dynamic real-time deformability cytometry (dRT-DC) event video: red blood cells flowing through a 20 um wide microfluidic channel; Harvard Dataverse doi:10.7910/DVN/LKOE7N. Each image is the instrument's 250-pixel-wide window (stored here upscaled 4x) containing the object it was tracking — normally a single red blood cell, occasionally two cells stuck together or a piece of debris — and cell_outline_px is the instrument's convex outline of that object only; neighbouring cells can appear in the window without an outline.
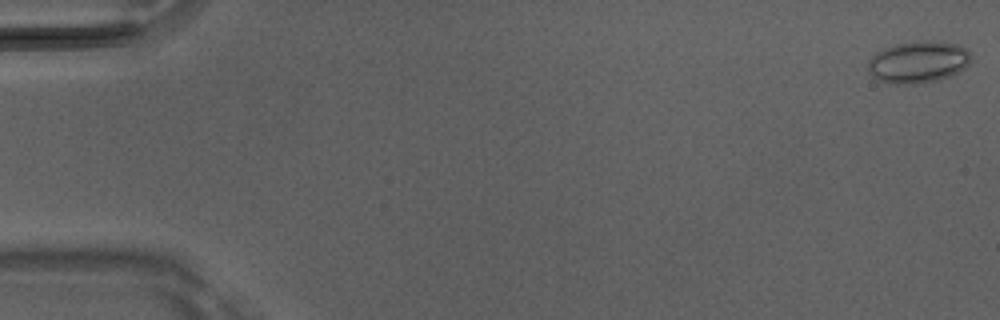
{"species": "Egyptian fruit bat (a non-hibernating species)", "species_latin": "Rousettus aegyptiacus", "temperature_condition": "room temperature", "stored_images_in_passage": 8, "camera_frame_rate_fps": 3000, "um_per_image_px": 0.085, "animal": {"sex": "male"}, "frame": {"image": 1, "passage_image": 1, "time_ms": 0.0, "image_size_px": [1000, 320], "cell_outline_px": [[972, 60], [960, 72], [936, 80], [916, 84], [896, 84], [876, 80], [868, 72], [868, 60], [876, 52], [884, 48], [896, 44], [916, 40], [928, 40], [956, 44], [964, 48], [972, 56]], "centroid_in_image_um": [78.02, 5.27], "position_along_channel_um": 7.0, "area_um2": 25.32}}